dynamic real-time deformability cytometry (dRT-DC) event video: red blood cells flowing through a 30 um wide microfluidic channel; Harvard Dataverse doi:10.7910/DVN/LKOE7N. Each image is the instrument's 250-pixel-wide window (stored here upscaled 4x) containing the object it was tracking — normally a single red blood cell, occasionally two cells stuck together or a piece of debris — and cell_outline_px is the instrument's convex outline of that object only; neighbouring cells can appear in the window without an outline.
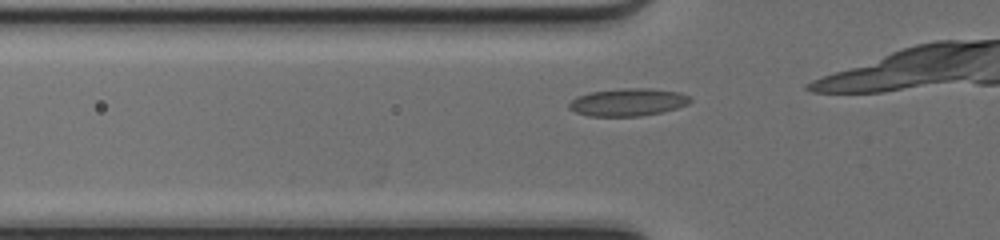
{"species": "common noctule bat (a hibernating species)", "species_latin": "Nyctalus noctula", "temperature_condition": "cold", "stored_images_in_passage": 6, "camera_frame_rate_fps": 3000, "um_per_image_px": 0.085, "animal": {"sex": "female", "body_mass_g": 17.0, "forearm_length_mm": 48.0}, "frame": {"image": 1, "passage_image": 2, "time_ms": 0.333, "image_size_px": [1000, 240], "cell_outline_px": [[692, 100], [688, 104], [676, 108], [660, 112], [640, 116], [588, 116], [576, 112], [568, 108], [568, 104], [576, 96], [588, 92], [624, 88], [648, 88], [680, 92], [688, 96]], "centroid_in_image_um": [53.34, 8.68], "position_along_channel_um": 72.5, "area_um2": 19.48}}
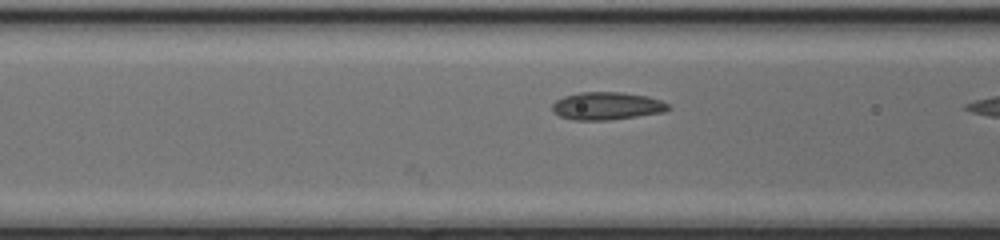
{"frame": {"image": 2, "passage_image": 5, "time_ms": 1.333, "image_size_px": [1000, 240], "cell_outline_px": [[672, 108], [664, 112], [608, 120], [572, 120], [560, 116], [552, 112], [552, 104], [556, 100], [564, 96], [580, 92], [620, 92], [648, 96], [660, 100], [668, 104]], "centroid_in_image_um": [51.57, 9.0], "position_along_channel_um": 115.0, "area_um2": 18.79}}